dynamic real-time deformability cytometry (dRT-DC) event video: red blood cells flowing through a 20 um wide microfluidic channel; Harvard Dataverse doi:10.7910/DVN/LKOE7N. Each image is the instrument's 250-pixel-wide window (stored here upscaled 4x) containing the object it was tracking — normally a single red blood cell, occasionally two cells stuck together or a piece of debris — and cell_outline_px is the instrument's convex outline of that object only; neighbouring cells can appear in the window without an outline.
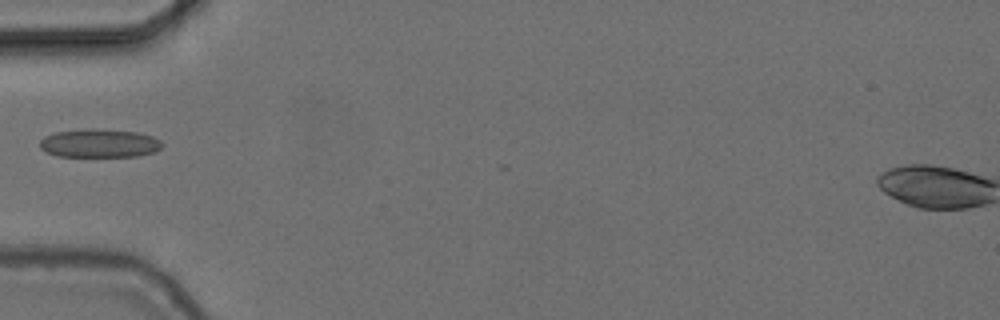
{"species": "common noctule bat (a hibernating species)", "species_latin": "Nyctalus noctula", "temperature_condition": "cold", "stored_images_in_passage": 35, "camera_frame_rate_fps": 3000, "um_per_image_px": 0.085, "animal": {"sex": "female", "body_mass_g": 24.6, "forearm_length_mm": 56.2}, "frame": {"image": 1, "passage_image": 1, "time_ms": 0.0, "image_size_px": [1000, 320], "cell_outline_px": [[164, 144], [156, 152], [136, 156], [56, 156], [44, 152], [40, 148], [40, 140], [44, 136], [56, 132], [84, 128], [96, 128], [136, 132], [152, 136], [160, 140]], "centroid_in_image_um": [8.43, 12.17], "position_along_channel_um": 76.6, "area_um2": 20.52}}
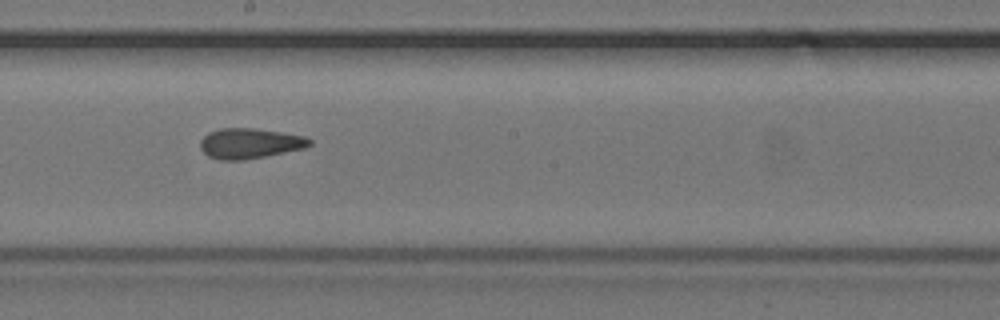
{"frame": {"image": 2, "passage_image": 13, "time_ms": 4.0, "image_size_px": [1000, 320], "cell_outline_px": [[312, 144], [304, 148], [244, 160], [220, 160], [208, 156], [200, 148], [200, 140], [208, 132], [220, 128], [252, 128], [280, 132], [304, 136], [312, 140]], "centroid_in_image_um": [21.2, 12.18], "position_along_channel_um": 227.0, "area_um2": 19.19}}
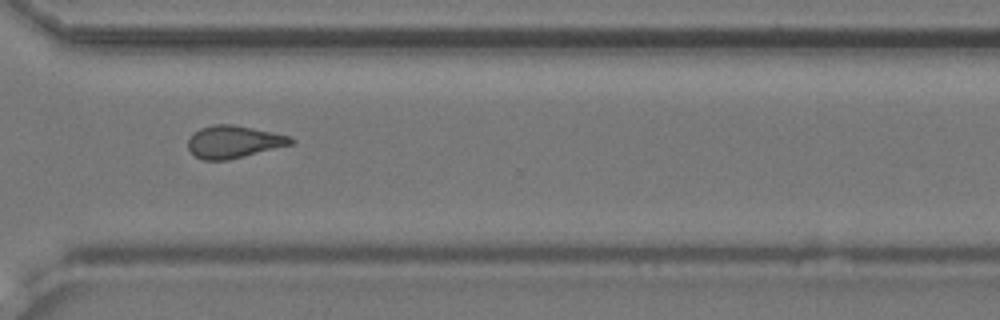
{"frame": {"image": 3, "passage_image": 23, "time_ms": 7.333, "image_size_px": [1000, 320], "cell_outline_px": [[296, 140], [292, 144], [228, 160], [204, 160], [196, 156], [188, 148], [188, 140], [200, 128], [212, 124], [232, 124], [272, 132], [288, 136]], "centroid_in_image_um": [19.86, 12.05], "position_along_channel_um": 350.7, "area_um2": 19.13}}